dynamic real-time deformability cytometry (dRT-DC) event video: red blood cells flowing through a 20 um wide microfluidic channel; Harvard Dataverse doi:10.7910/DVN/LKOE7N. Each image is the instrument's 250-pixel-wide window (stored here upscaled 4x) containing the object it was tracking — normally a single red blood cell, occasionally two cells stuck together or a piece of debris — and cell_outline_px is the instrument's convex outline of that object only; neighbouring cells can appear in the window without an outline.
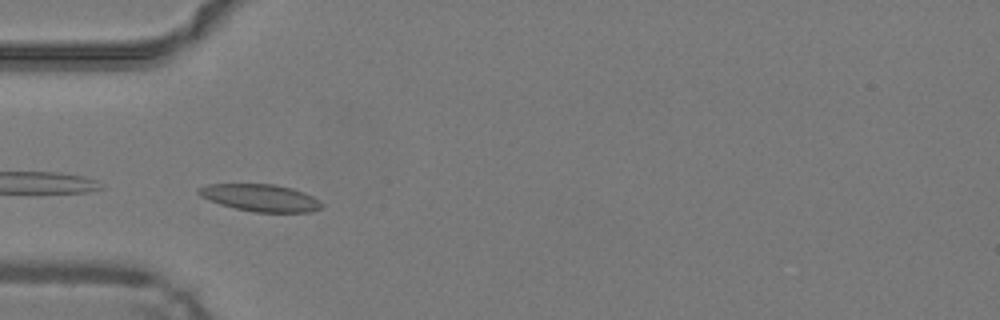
{"species": "common noctule bat (a hibernating species)", "species_latin": "Nyctalus noctula", "temperature_condition": "warm", "stored_images_in_passage": 33, "camera_frame_rate_fps": 3000, "um_per_image_px": 0.085, "animal": {"sex": "male", "body_mass_g": 19.2, "forearm_length_mm": 51.8}, "frame": {"image": 1, "passage_image": 1, "time_ms": 0.0, "image_size_px": [1000, 320], "cell_outline_px": [[324, 204], [320, 208], [312, 212], [256, 212], [236, 208], [220, 204], [208, 200], [200, 196], [196, 192], [196, 188], [208, 184], [276, 184], [292, 188], [304, 192], [320, 200]], "centroid_in_image_um": [22.13, 16.8], "position_along_channel_um": 62.9, "area_um2": 19.59}}
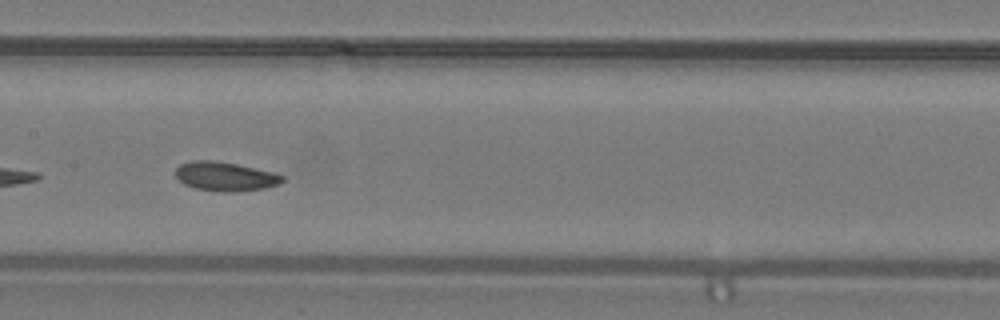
{"frame": {"image": 2, "passage_image": 10, "time_ms": 3.0, "image_size_px": [1000, 320], "cell_outline_px": [[284, 180], [280, 184], [264, 188], [236, 192], [220, 192], [196, 188], [184, 184], [176, 176], [176, 168], [180, 164], [192, 160], [212, 160], [236, 164], [276, 172], [284, 176]], "centroid_in_image_um": [19.17, 14.99], "position_along_channel_um": 188.2, "area_um2": 18.21}}
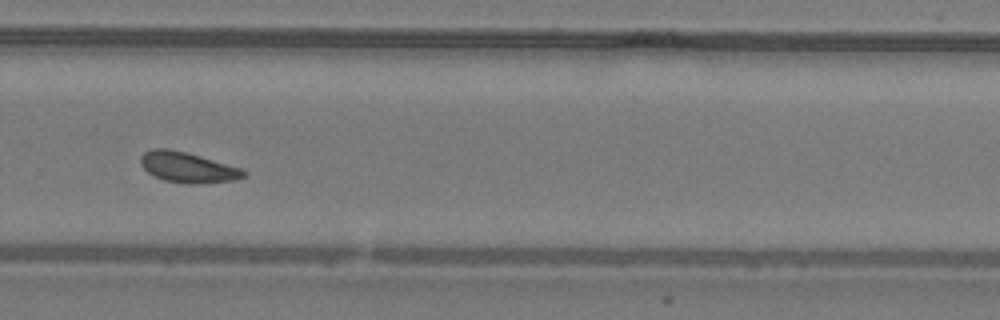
{"frame": {"image": 3, "passage_image": 19, "time_ms": 6.0, "image_size_px": [1000, 320], "cell_outline_px": [[248, 172], [244, 176], [232, 180], [196, 184], [188, 184], [164, 180], [152, 176], [140, 164], [140, 156], [144, 152], [152, 148], [168, 148], [200, 156], [244, 168]], "centroid_in_image_um": [15.94, 14.22], "position_along_channel_um": 313.9, "area_um2": 18.38}, "authors_computed_cell_mechanics": {"area_um2": 18.3804, "velocity_mm_per_s": 4.2081, "shape_relaxation_time_tau1_ms": 4.8767, "shape_relaxation_time_tau2_ms": 3.0751, "deformation_change_tau1": 0.079, "deformation_change_tau2": 0.0936}}